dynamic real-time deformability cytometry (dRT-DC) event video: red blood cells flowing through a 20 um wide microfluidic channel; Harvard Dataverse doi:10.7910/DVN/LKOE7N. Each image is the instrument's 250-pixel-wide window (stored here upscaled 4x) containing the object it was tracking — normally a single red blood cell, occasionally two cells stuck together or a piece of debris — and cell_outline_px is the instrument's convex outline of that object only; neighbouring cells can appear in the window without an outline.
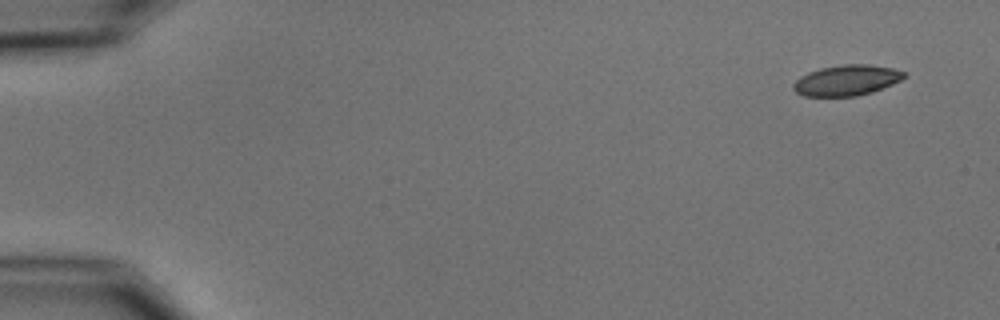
{"species": "common noctule bat (a hibernating species)", "species_latin": "Nyctalus noctula", "temperature_condition": "cold", "stored_images_in_passage": 6, "camera_frame_rate_fps": 3000, "um_per_image_px": 0.085, "animal": {"sex": "male", "body_mass_g": 15.6}, "frame": {"image": 1, "passage_image": 1, "time_ms": 0.0, "image_size_px": [1000, 320], "cell_outline_px": [[908, 76], [892, 84], [872, 92], [856, 96], [804, 96], [796, 92], [792, 88], [792, 84], [800, 76], [808, 72], [820, 68], [844, 64], [868, 64], [892, 68], [908, 72]], "centroid_in_image_um": [71.98, 6.82], "position_along_channel_um": 13.0, "area_um2": 19.88}}
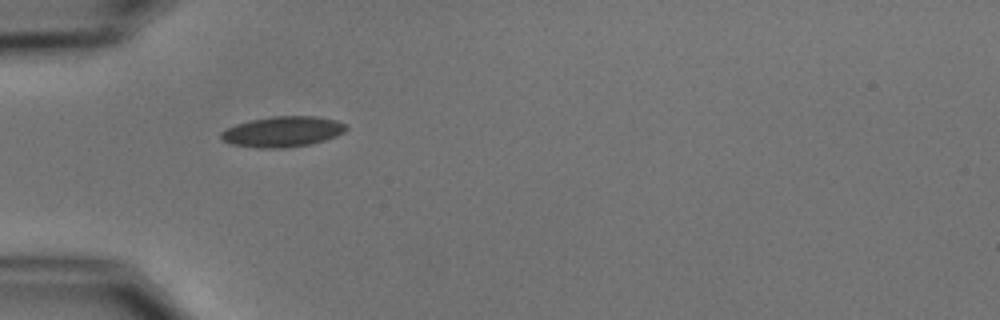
{"frame": {"image": 2, "passage_image": 5, "time_ms": 4.667, "image_size_px": [1000, 320], "cell_outline_px": [[348, 128], [344, 132], [336, 136], [324, 140], [308, 144], [284, 148], [256, 148], [232, 144], [224, 140], [220, 136], [220, 132], [236, 124], [252, 120], [272, 116], [312, 116], [336, 120], [344, 124]], "centroid_in_image_um": [24.02, 11.19], "position_along_channel_um": 61.0, "area_um2": 22.02}}